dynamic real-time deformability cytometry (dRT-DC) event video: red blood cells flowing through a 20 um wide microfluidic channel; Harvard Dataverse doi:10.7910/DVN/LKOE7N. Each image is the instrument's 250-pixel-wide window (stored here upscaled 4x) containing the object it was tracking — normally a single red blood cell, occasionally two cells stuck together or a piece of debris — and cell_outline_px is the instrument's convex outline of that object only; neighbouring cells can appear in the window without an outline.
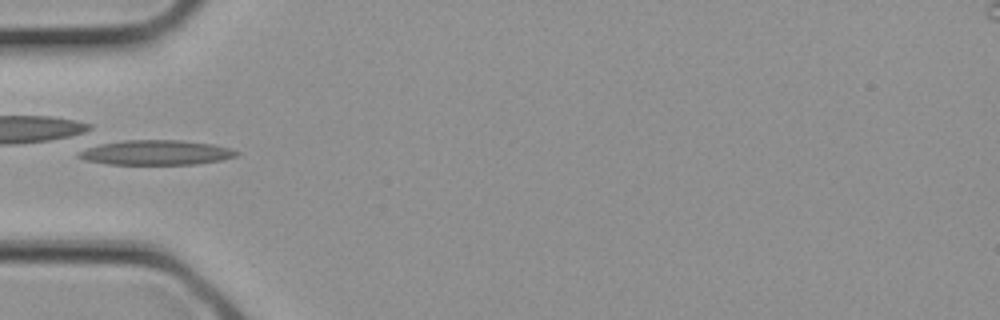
{"species": "common noctule bat (a hibernating species)", "species_latin": "Nyctalus noctula", "temperature_condition": "cold", "stored_images_in_passage": 8, "camera_frame_rate_fps": 3000, "um_per_image_px": 0.085, "animal": {"sex": "female", "body_mass_g": 21.9}, "frame": {"image": 1, "passage_image": 7, "time_ms": 2.0, "image_size_px": [1000, 320], "cell_outline_px": [[240, 152], [236, 156], [220, 160], [196, 164], [108, 164], [84, 160], [76, 156], [88, 144], [120, 140], [180, 140], [212, 144], [232, 148]], "centroid_in_image_um": [13.18, 12.95], "position_along_channel_um": 71.8, "area_um2": 23.18}}